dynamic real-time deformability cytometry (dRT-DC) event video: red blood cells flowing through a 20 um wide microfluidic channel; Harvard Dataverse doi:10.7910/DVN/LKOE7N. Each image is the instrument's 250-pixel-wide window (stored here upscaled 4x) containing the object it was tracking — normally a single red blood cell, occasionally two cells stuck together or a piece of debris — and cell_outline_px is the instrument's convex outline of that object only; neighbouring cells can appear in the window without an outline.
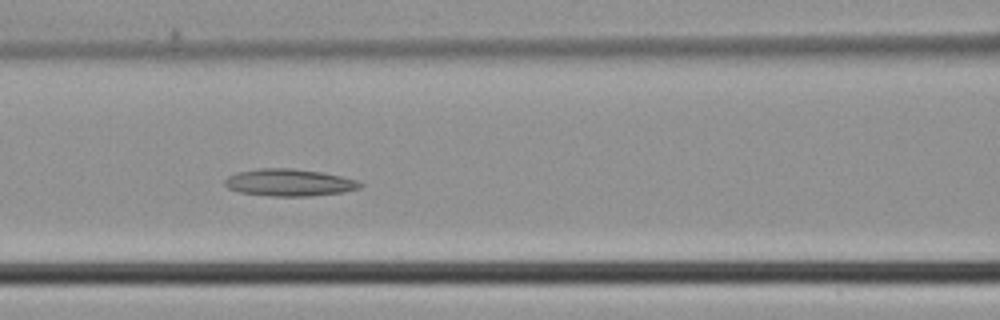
{"species": "common noctule bat (a hibernating species)", "species_latin": "Nyctalus noctula", "temperature_condition": "cold", "stored_images_in_passage": 41, "camera_frame_rate_fps": 3000, "um_per_image_px": 0.085, "animal": {"sex": "male", "body_mass_g": 21.5, "forearm_length_mm": 52.0}, "frame": {"image": 1, "passage_image": 16, "time_ms": 5.0, "image_size_px": [1000, 320], "cell_outline_px": [[364, 184], [360, 188], [344, 192], [308, 196], [272, 196], [240, 192], [228, 188], [224, 184], [224, 180], [228, 176], [236, 172], [260, 168], [292, 168], [320, 172], [340, 176], [356, 180]], "centroid_in_image_um": [24.57, 15.51], "position_along_channel_um": 142.0, "area_um2": 21.33}}
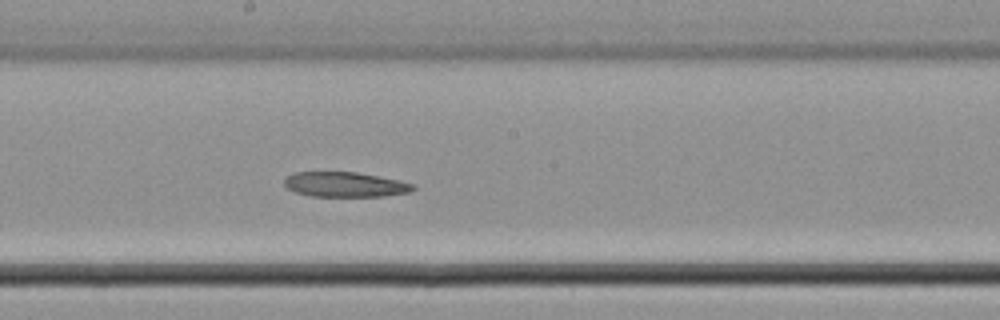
{"frame": {"image": 2, "passage_image": 21, "time_ms": 6.667, "image_size_px": [1000, 320], "cell_outline_px": [[416, 188], [412, 192], [384, 196], [308, 196], [296, 192], [288, 188], [284, 184], [284, 180], [292, 172], [356, 172], [380, 176], [400, 180], [416, 184]], "centroid_in_image_um": [29.38, 15.68], "position_along_channel_um": 218.8, "area_um2": 18.9}}
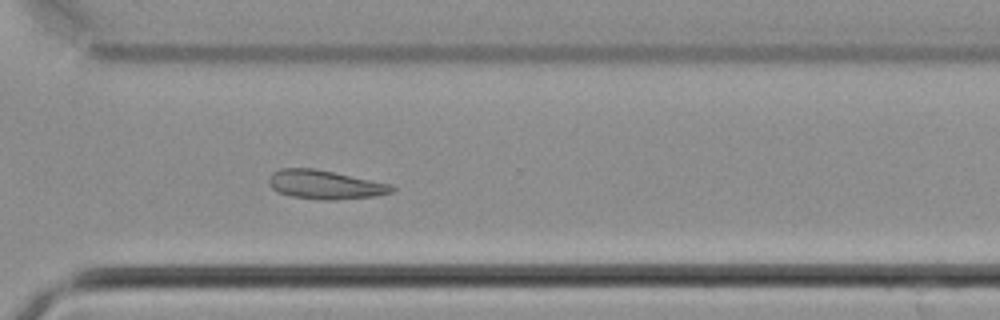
{"frame": {"image": 3, "passage_image": 29, "time_ms": 9.333, "image_size_px": [1000, 320], "cell_outline_px": [[396, 192], [376, 196], [336, 200], [320, 200], [292, 196], [280, 192], [272, 188], [268, 180], [272, 172], [280, 168], [312, 168], [332, 172], [388, 184], [396, 188]], "centroid_in_image_um": [27.63, 15.71], "position_along_channel_um": 343.0, "area_um2": 20.46}}